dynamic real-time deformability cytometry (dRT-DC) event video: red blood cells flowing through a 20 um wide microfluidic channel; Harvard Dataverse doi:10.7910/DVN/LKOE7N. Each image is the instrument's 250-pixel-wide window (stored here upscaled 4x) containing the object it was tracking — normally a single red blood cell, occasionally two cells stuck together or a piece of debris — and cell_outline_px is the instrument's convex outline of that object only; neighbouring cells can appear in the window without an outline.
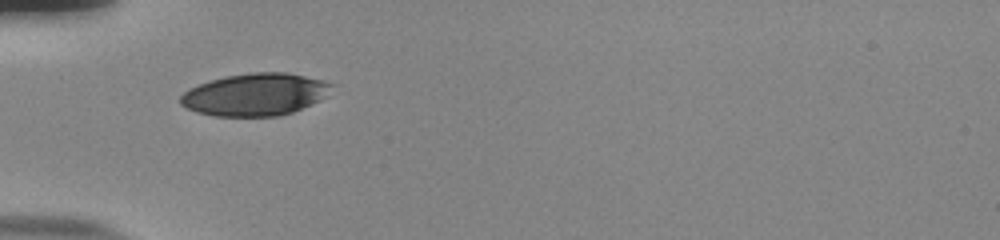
{"species": "human", "species_latin": "Homo sapiens", "temperature_condition": "room temperature", "stored_images_in_passage": 37, "camera_frame_rate_fps": 3000, "um_per_image_px": 0.085, "donor": {"sex": "male"}, "frame": {"image": 1, "passage_image": 1, "time_ms": 0.0, "image_size_px": [1000, 240], "cell_outline_px": [[336, 84], [320, 100], [292, 112], [280, 116], [212, 116], [196, 112], [180, 104], [180, 96], [184, 92], [208, 80], [224, 76], [252, 72], [288, 72], [324, 80]], "centroid_in_image_um": [21.7, 8.02], "position_along_channel_um": 63.3, "area_um2": 37.4}}
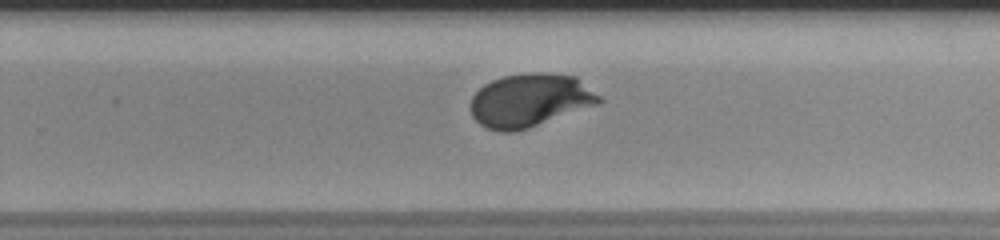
{"frame": {"image": 2, "passage_image": 19, "time_ms": 6.0, "image_size_px": [1000, 240], "cell_outline_px": [[604, 100], [600, 104], [528, 128], [512, 132], [500, 132], [488, 128], [480, 124], [472, 116], [472, 96], [484, 84], [492, 80], [504, 76], [536, 72], [576, 76], [600, 96]], "centroid_in_image_um": [45.07, 8.53], "position_along_channel_um": 284.7, "area_um2": 39.71}}
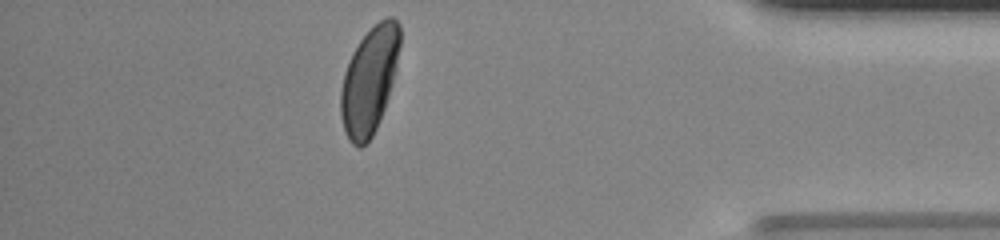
{"frame": {"image": 3, "passage_image": 31, "time_ms": 10.0, "image_size_px": [1000, 240], "cell_outline_px": [[400, 44], [396, 68], [392, 84], [384, 108], [376, 128], [372, 136], [360, 148], [352, 144], [348, 140], [344, 132], [340, 116], [340, 92], [344, 72], [352, 52], [360, 40], [380, 20], [388, 16], [392, 16], [400, 24]], "centroid_in_image_um": [31.38, 6.85], "position_along_channel_um": 403.8, "area_um2": 36.76}, "authors_computed_cell_mechanics": {"area_um2": 39.015, "velocity_mm_per_s": 3.7786, "shape_relaxation_time_tau1_ms": 3.7476, "shape_relaxation_time_tau2_ms": null, "deformation_change_tau1": 0.1728, "deformation_change_tau2": null}}